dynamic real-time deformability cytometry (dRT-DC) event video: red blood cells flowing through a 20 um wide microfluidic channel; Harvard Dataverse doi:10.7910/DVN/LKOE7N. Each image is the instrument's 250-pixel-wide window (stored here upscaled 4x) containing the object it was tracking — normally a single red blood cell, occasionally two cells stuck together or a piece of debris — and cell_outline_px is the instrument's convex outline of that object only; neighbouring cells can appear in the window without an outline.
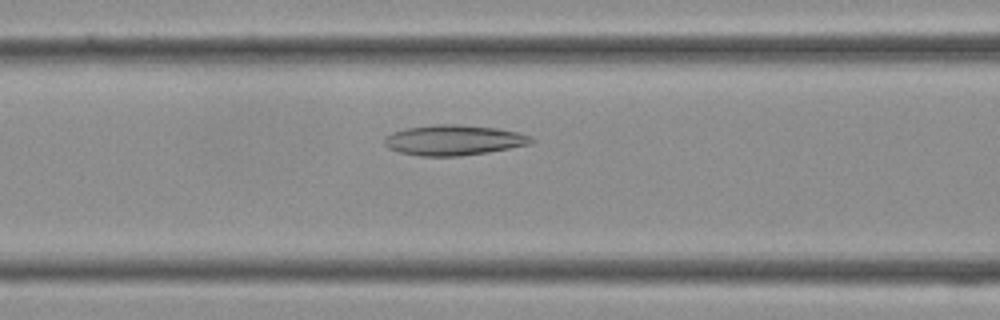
{"species": "Egyptian fruit bat (a non-hibernating species)", "species_latin": "Rousettus aegyptiacus", "temperature_condition": "cold", "stored_images_in_passage": 37, "camera_frame_rate_fps": 3000, "um_per_image_px": 0.085, "frame": {"image": 1, "passage_image": 15, "time_ms": 4.667, "image_size_px": [1000, 320], "cell_outline_px": [[536, 140], [532, 144], [488, 152], [460, 156], [420, 156], [396, 152], [388, 148], [384, 144], [384, 136], [392, 132], [404, 128], [436, 124], [460, 124], [496, 128], [516, 132], [532, 136]], "centroid_in_image_um": [38.54, 11.91], "position_along_channel_um": 128.1, "area_um2": 26.3}}
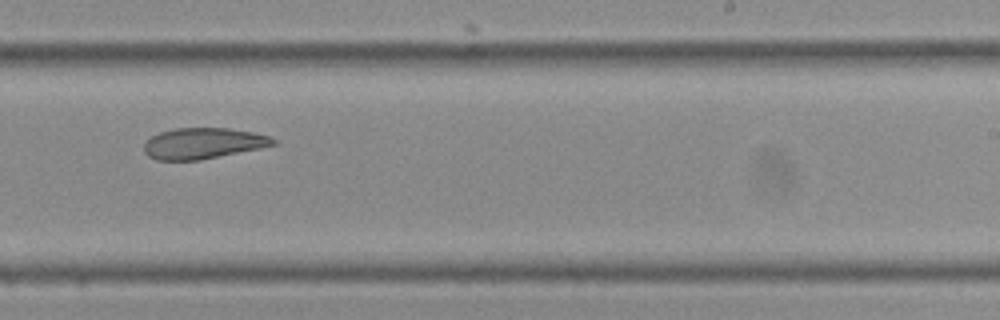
{"frame": {"image": 2, "passage_image": 23, "time_ms": 7.333, "image_size_px": [1000, 320], "cell_outline_px": [[276, 144], [260, 148], [200, 160], [156, 160], [148, 156], [144, 152], [144, 144], [152, 136], [160, 132], [176, 128], [228, 128], [252, 132], [268, 136], [276, 140]], "centroid_in_image_um": [17.24, 12.19], "position_along_channel_um": 271.8, "area_um2": 23.12}}
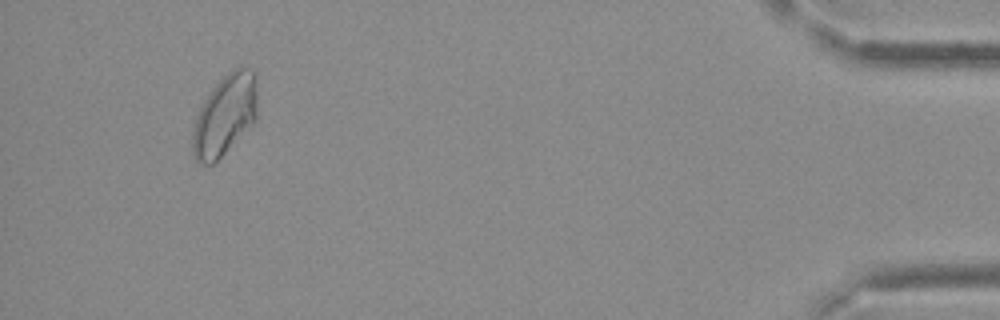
{"frame": {"image": 3, "passage_image": 35, "time_ms": 11.333, "image_size_px": [1000, 320], "cell_outline_px": [[256, 120], [212, 164], [200, 164], [196, 160], [192, 152], [192, 128], [196, 116], [204, 100], [212, 88], [232, 68], [248, 68], [256, 72]], "centroid_in_image_um": [19.09, 9.77], "position_along_channel_um": 416.1, "area_um2": 30.17}}